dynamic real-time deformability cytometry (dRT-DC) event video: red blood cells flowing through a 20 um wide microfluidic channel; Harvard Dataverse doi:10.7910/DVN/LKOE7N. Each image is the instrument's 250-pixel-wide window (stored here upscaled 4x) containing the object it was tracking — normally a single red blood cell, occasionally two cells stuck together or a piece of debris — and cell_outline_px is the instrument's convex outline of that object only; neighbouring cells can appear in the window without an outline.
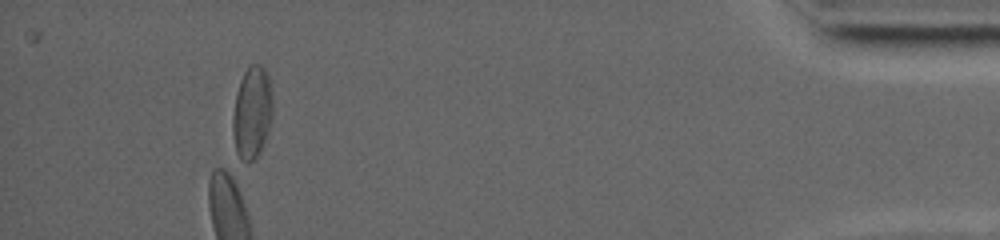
{"species": "common noctule bat (a hibernating species)", "species_latin": "Nyctalus noctula", "temperature_condition": "warm", "stored_images_in_passage": 44, "camera_frame_rate_fps": 5000, "um_per_image_px": 0.085, "animal": {"sex": "female", "body_mass_g": 19.0, "forearm_length_mm": 53.3}, "frame": {"image": 1, "passage_image": 44, "time_ms": 13.6, "image_size_px": [1000, 240], "cell_outline_px": [[272, 116], [260, 152], [252, 160], [240, 164], [236, 152], [232, 132], [232, 116], [236, 92], [240, 80], [248, 64], [260, 64], [264, 68], [268, 76], [272, 92]], "centroid_in_image_um": [21.39, 9.56], "position_along_channel_um": 413.8, "area_um2": 21.73}, "authors_computed_cell_mechanics": {"area_um2": 19.9121, "velocity_mm_per_s": 3.8098, "shape_relaxation_time_tau1_ms": 3.2425, "shape_relaxation_time_tau2_ms": null, "deformation_change_tau1": 0.1044, "deformation_change_tau2": null}}